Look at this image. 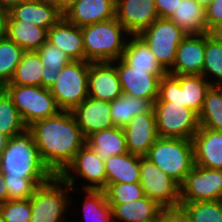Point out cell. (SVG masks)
I'll list each match as a JSON object with an SVG mask.
<instances>
[{
	"label": "cell",
	"instance_id": "1",
	"mask_svg": "<svg viewBox=\"0 0 222 222\" xmlns=\"http://www.w3.org/2000/svg\"><path fill=\"white\" fill-rule=\"evenodd\" d=\"M28 129L38 147L41 160L55 176H60L71 164L76 153L86 144L71 111L32 123Z\"/></svg>",
	"mask_w": 222,
	"mask_h": 222
},
{
	"label": "cell",
	"instance_id": "2",
	"mask_svg": "<svg viewBox=\"0 0 222 222\" xmlns=\"http://www.w3.org/2000/svg\"><path fill=\"white\" fill-rule=\"evenodd\" d=\"M0 169L4 174L23 178H52L54 175L45 166L39 155L32 132H23L9 138L0 154Z\"/></svg>",
	"mask_w": 222,
	"mask_h": 222
},
{
	"label": "cell",
	"instance_id": "3",
	"mask_svg": "<svg viewBox=\"0 0 222 222\" xmlns=\"http://www.w3.org/2000/svg\"><path fill=\"white\" fill-rule=\"evenodd\" d=\"M85 61L113 62L121 58L130 34L112 18L82 27Z\"/></svg>",
	"mask_w": 222,
	"mask_h": 222
},
{
	"label": "cell",
	"instance_id": "4",
	"mask_svg": "<svg viewBox=\"0 0 222 222\" xmlns=\"http://www.w3.org/2000/svg\"><path fill=\"white\" fill-rule=\"evenodd\" d=\"M74 191L79 193V190L72 188L60 176L55 175L39 185L31 197L30 222H67L70 218L67 213L73 214V211L68 209L74 206Z\"/></svg>",
	"mask_w": 222,
	"mask_h": 222
},
{
	"label": "cell",
	"instance_id": "5",
	"mask_svg": "<svg viewBox=\"0 0 222 222\" xmlns=\"http://www.w3.org/2000/svg\"><path fill=\"white\" fill-rule=\"evenodd\" d=\"M145 157L179 185L195 166L194 145L190 139L159 137Z\"/></svg>",
	"mask_w": 222,
	"mask_h": 222
},
{
	"label": "cell",
	"instance_id": "6",
	"mask_svg": "<svg viewBox=\"0 0 222 222\" xmlns=\"http://www.w3.org/2000/svg\"><path fill=\"white\" fill-rule=\"evenodd\" d=\"M209 81L200 74L173 75L166 73L160 79L159 94L155 102L184 104L198 114L202 109Z\"/></svg>",
	"mask_w": 222,
	"mask_h": 222
},
{
	"label": "cell",
	"instance_id": "7",
	"mask_svg": "<svg viewBox=\"0 0 222 222\" xmlns=\"http://www.w3.org/2000/svg\"><path fill=\"white\" fill-rule=\"evenodd\" d=\"M27 128L34 122L57 115L58 107L50 89L31 85H5Z\"/></svg>",
	"mask_w": 222,
	"mask_h": 222
},
{
	"label": "cell",
	"instance_id": "8",
	"mask_svg": "<svg viewBox=\"0 0 222 222\" xmlns=\"http://www.w3.org/2000/svg\"><path fill=\"white\" fill-rule=\"evenodd\" d=\"M90 62L71 61L58 74L57 81L49 88L62 111H72L88 97Z\"/></svg>",
	"mask_w": 222,
	"mask_h": 222
},
{
	"label": "cell",
	"instance_id": "9",
	"mask_svg": "<svg viewBox=\"0 0 222 222\" xmlns=\"http://www.w3.org/2000/svg\"><path fill=\"white\" fill-rule=\"evenodd\" d=\"M159 137L192 140L200 128L198 113L174 102H154Z\"/></svg>",
	"mask_w": 222,
	"mask_h": 222
},
{
	"label": "cell",
	"instance_id": "10",
	"mask_svg": "<svg viewBox=\"0 0 222 222\" xmlns=\"http://www.w3.org/2000/svg\"><path fill=\"white\" fill-rule=\"evenodd\" d=\"M186 35L168 18H157L139 34L167 73L172 69L178 46Z\"/></svg>",
	"mask_w": 222,
	"mask_h": 222
},
{
	"label": "cell",
	"instance_id": "11",
	"mask_svg": "<svg viewBox=\"0 0 222 222\" xmlns=\"http://www.w3.org/2000/svg\"><path fill=\"white\" fill-rule=\"evenodd\" d=\"M60 177L76 190H80L76 186L79 178L83 181L80 185L81 190H104L106 188L105 162L88 144H85Z\"/></svg>",
	"mask_w": 222,
	"mask_h": 222
},
{
	"label": "cell",
	"instance_id": "12",
	"mask_svg": "<svg viewBox=\"0 0 222 222\" xmlns=\"http://www.w3.org/2000/svg\"><path fill=\"white\" fill-rule=\"evenodd\" d=\"M144 195L162 208L179 209L180 185L145 156H140V181Z\"/></svg>",
	"mask_w": 222,
	"mask_h": 222
},
{
	"label": "cell",
	"instance_id": "13",
	"mask_svg": "<svg viewBox=\"0 0 222 222\" xmlns=\"http://www.w3.org/2000/svg\"><path fill=\"white\" fill-rule=\"evenodd\" d=\"M181 202L222 200V170L195 165L180 185Z\"/></svg>",
	"mask_w": 222,
	"mask_h": 222
},
{
	"label": "cell",
	"instance_id": "14",
	"mask_svg": "<svg viewBox=\"0 0 222 222\" xmlns=\"http://www.w3.org/2000/svg\"><path fill=\"white\" fill-rule=\"evenodd\" d=\"M113 63L116 66L123 93L155 102L159 94L160 79L163 76L149 74L148 70L135 69L121 58Z\"/></svg>",
	"mask_w": 222,
	"mask_h": 222
},
{
	"label": "cell",
	"instance_id": "15",
	"mask_svg": "<svg viewBox=\"0 0 222 222\" xmlns=\"http://www.w3.org/2000/svg\"><path fill=\"white\" fill-rule=\"evenodd\" d=\"M115 18L130 35H139L159 16L154 0H115Z\"/></svg>",
	"mask_w": 222,
	"mask_h": 222
},
{
	"label": "cell",
	"instance_id": "16",
	"mask_svg": "<svg viewBox=\"0 0 222 222\" xmlns=\"http://www.w3.org/2000/svg\"><path fill=\"white\" fill-rule=\"evenodd\" d=\"M128 152L146 156L154 142L159 138L154 109L133 117L123 128Z\"/></svg>",
	"mask_w": 222,
	"mask_h": 222
},
{
	"label": "cell",
	"instance_id": "17",
	"mask_svg": "<svg viewBox=\"0 0 222 222\" xmlns=\"http://www.w3.org/2000/svg\"><path fill=\"white\" fill-rule=\"evenodd\" d=\"M123 93L113 62L90 63L88 96L111 102Z\"/></svg>",
	"mask_w": 222,
	"mask_h": 222
},
{
	"label": "cell",
	"instance_id": "18",
	"mask_svg": "<svg viewBox=\"0 0 222 222\" xmlns=\"http://www.w3.org/2000/svg\"><path fill=\"white\" fill-rule=\"evenodd\" d=\"M110 110V102L88 96L71 112L84 137L87 138L96 131L114 127Z\"/></svg>",
	"mask_w": 222,
	"mask_h": 222
},
{
	"label": "cell",
	"instance_id": "19",
	"mask_svg": "<svg viewBox=\"0 0 222 222\" xmlns=\"http://www.w3.org/2000/svg\"><path fill=\"white\" fill-rule=\"evenodd\" d=\"M205 55V34H187L180 42L174 65L168 72L173 75H202Z\"/></svg>",
	"mask_w": 222,
	"mask_h": 222
},
{
	"label": "cell",
	"instance_id": "20",
	"mask_svg": "<svg viewBox=\"0 0 222 222\" xmlns=\"http://www.w3.org/2000/svg\"><path fill=\"white\" fill-rule=\"evenodd\" d=\"M62 17L63 14L52 2L23 0L8 11L7 21H23L48 31Z\"/></svg>",
	"mask_w": 222,
	"mask_h": 222
},
{
	"label": "cell",
	"instance_id": "21",
	"mask_svg": "<svg viewBox=\"0 0 222 222\" xmlns=\"http://www.w3.org/2000/svg\"><path fill=\"white\" fill-rule=\"evenodd\" d=\"M80 28L115 18V0H78L63 14Z\"/></svg>",
	"mask_w": 222,
	"mask_h": 222
},
{
	"label": "cell",
	"instance_id": "22",
	"mask_svg": "<svg viewBox=\"0 0 222 222\" xmlns=\"http://www.w3.org/2000/svg\"><path fill=\"white\" fill-rule=\"evenodd\" d=\"M192 141L195 165L222 170V131L200 127Z\"/></svg>",
	"mask_w": 222,
	"mask_h": 222
},
{
	"label": "cell",
	"instance_id": "23",
	"mask_svg": "<svg viewBox=\"0 0 222 222\" xmlns=\"http://www.w3.org/2000/svg\"><path fill=\"white\" fill-rule=\"evenodd\" d=\"M47 42L61 49L72 61L85 60L82 29L64 17L47 31Z\"/></svg>",
	"mask_w": 222,
	"mask_h": 222
},
{
	"label": "cell",
	"instance_id": "24",
	"mask_svg": "<svg viewBox=\"0 0 222 222\" xmlns=\"http://www.w3.org/2000/svg\"><path fill=\"white\" fill-rule=\"evenodd\" d=\"M121 59L135 69L148 70L149 74L155 76H164L167 73L139 35L128 37Z\"/></svg>",
	"mask_w": 222,
	"mask_h": 222
},
{
	"label": "cell",
	"instance_id": "25",
	"mask_svg": "<svg viewBox=\"0 0 222 222\" xmlns=\"http://www.w3.org/2000/svg\"><path fill=\"white\" fill-rule=\"evenodd\" d=\"M164 210L156 201L144 196L138 200L118 204L112 212L114 222H156Z\"/></svg>",
	"mask_w": 222,
	"mask_h": 222
},
{
	"label": "cell",
	"instance_id": "26",
	"mask_svg": "<svg viewBox=\"0 0 222 222\" xmlns=\"http://www.w3.org/2000/svg\"><path fill=\"white\" fill-rule=\"evenodd\" d=\"M106 187L116 183L140 181V156L129 152L110 156L105 161Z\"/></svg>",
	"mask_w": 222,
	"mask_h": 222
},
{
	"label": "cell",
	"instance_id": "27",
	"mask_svg": "<svg viewBox=\"0 0 222 222\" xmlns=\"http://www.w3.org/2000/svg\"><path fill=\"white\" fill-rule=\"evenodd\" d=\"M86 144H88L104 162L110 156L121 155L128 152L124 129L116 126L92 133L86 138Z\"/></svg>",
	"mask_w": 222,
	"mask_h": 222
},
{
	"label": "cell",
	"instance_id": "28",
	"mask_svg": "<svg viewBox=\"0 0 222 222\" xmlns=\"http://www.w3.org/2000/svg\"><path fill=\"white\" fill-rule=\"evenodd\" d=\"M168 19L186 34H205L208 31L205 8L196 0H180L177 9Z\"/></svg>",
	"mask_w": 222,
	"mask_h": 222
},
{
	"label": "cell",
	"instance_id": "29",
	"mask_svg": "<svg viewBox=\"0 0 222 222\" xmlns=\"http://www.w3.org/2000/svg\"><path fill=\"white\" fill-rule=\"evenodd\" d=\"M6 37L24 51H37L47 41V30L23 21H7Z\"/></svg>",
	"mask_w": 222,
	"mask_h": 222
},
{
	"label": "cell",
	"instance_id": "30",
	"mask_svg": "<svg viewBox=\"0 0 222 222\" xmlns=\"http://www.w3.org/2000/svg\"><path fill=\"white\" fill-rule=\"evenodd\" d=\"M110 113L114 126L124 128L136 115L150 112L153 103L149 99L135 98L122 93L110 102Z\"/></svg>",
	"mask_w": 222,
	"mask_h": 222
},
{
	"label": "cell",
	"instance_id": "31",
	"mask_svg": "<svg viewBox=\"0 0 222 222\" xmlns=\"http://www.w3.org/2000/svg\"><path fill=\"white\" fill-rule=\"evenodd\" d=\"M84 194L83 201L79 203V209L83 222H114L112 208L107 202L104 190H80ZM83 210V211H81ZM73 222H80L73 218Z\"/></svg>",
	"mask_w": 222,
	"mask_h": 222
},
{
	"label": "cell",
	"instance_id": "32",
	"mask_svg": "<svg viewBox=\"0 0 222 222\" xmlns=\"http://www.w3.org/2000/svg\"><path fill=\"white\" fill-rule=\"evenodd\" d=\"M42 61L37 51H25L11 81L6 85L42 86Z\"/></svg>",
	"mask_w": 222,
	"mask_h": 222
},
{
	"label": "cell",
	"instance_id": "33",
	"mask_svg": "<svg viewBox=\"0 0 222 222\" xmlns=\"http://www.w3.org/2000/svg\"><path fill=\"white\" fill-rule=\"evenodd\" d=\"M200 127L222 131V86L211 85L198 114Z\"/></svg>",
	"mask_w": 222,
	"mask_h": 222
},
{
	"label": "cell",
	"instance_id": "34",
	"mask_svg": "<svg viewBox=\"0 0 222 222\" xmlns=\"http://www.w3.org/2000/svg\"><path fill=\"white\" fill-rule=\"evenodd\" d=\"M179 210L187 222H222V200L181 202Z\"/></svg>",
	"mask_w": 222,
	"mask_h": 222
},
{
	"label": "cell",
	"instance_id": "35",
	"mask_svg": "<svg viewBox=\"0 0 222 222\" xmlns=\"http://www.w3.org/2000/svg\"><path fill=\"white\" fill-rule=\"evenodd\" d=\"M26 128L11 96L3 87L0 88V134L11 138Z\"/></svg>",
	"mask_w": 222,
	"mask_h": 222
},
{
	"label": "cell",
	"instance_id": "36",
	"mask_svg": "<svg viewBox=\"0 0 222 222\" xmlns=\"http://www.w3.org/2000/svg\"><path fill=\"white\" fill-rule=\"evenodd\" d=\"M202 75L211 85L222 86V43L205 33V55Z\"/></svg>",
	"mask_w": 222,
	"mask_h": 222
},
{
	"label": "cell",
	"instance_id": "37",
	"mask_svg": "<svg viewBox=\"0 0 222 222\" xmlns=\"http://www.w3.org/2000/svg\"><path fill=\"white\" fill-rule=\"evenodd\" d=\"M24 52L7 37L0 39V88L11 81Z\"/></svg>",
	"mask_w": 222,
	"mask_h": 222
},
{
	"label": "cell",
	"instance_id": "38",
	"mask_svg": "<svg viewBox=\"0 0 222 222\" xmlns=\"http://www.w3.org/2000/svg\"><path fill=\"white\" fill-rule=\"evenodd\" d=\"M49 179L50 178L13 177L10 174H4V180L8 191V200H23L31 198L36 188L47 182Z\"/></svg>",
	"mask_w": 222,
	"mask_h": 222
},
{
	"label": "cell",
	"instance_id": "39",
	"mask_svg": "<svg viewBox=\"0 0 222 222\" xmlns=\"http://www.w3.org/2000/svg\"><path fill=\"white\" fill-rule=\"evenodd\" d=\"M104 192L112 209L118 204L138 200L145 196L139 182L110 184Z\"/></svg>",
	"mask_w": 222,
	"mask_h": 222
},
{
	"label": "cell",
	"instance_id": "40",
	"mask_svg": "<svg viewBox=\"0 0 222 222\" xmlns=\"http://www.w3.org/2000/svg\"><path fill=\"white\" fill-rule=\"evenodd\" d=\"M0 213L6 222H30L31 198L8 200L0 204Z\"/></svg>",
	"mask_w": 222,
	"mask_h": 222
},
{
	"label": "cell",
	"instance_id": "41",
	"mask_svg": "<svg viewBox=\"0 0 222 222\" xmlns=\"http://www.w3.org/2000/svg\"><path fill=\"white\" fill-rule=\"evenodd\" d=\"M42 65L46 70L56 71L59 74L63 67L70 63L72 60L61 49L53 46L49 42H45L39 50H37Z\"/></svg>",
	"mask_w": 222,
	"mask_h": 222
},
{
	"label": "cell",
	"instance_id": "42",
	"mask_svg": "<svg viewBox=\"0 0 222 222\" xmlns=\"http://www.w3.org/2000/svg\"><path fill=\"white\" fill-rule=\"evenodd\" d=\"M205 19L208 29L219 22H222V0H213L205 8Z\"/></svg>",
	"mask_w": 222,
	"mask_h": 222
},
{
	"label": "cell",
	"instance_id": "43",
	"mask_svg": "<svg viewBox=\"0 0 222 222\" xmlns=\"http://www.w3.org/2000/svg\"><path fill=\"white\" fill-rule=\"evenodd\" d=\"M159 18H169L175 12L180 0H154Z\"/></svg>",
	"mask_w": 222,
	"mask_h": 222
},
{
	"label": "cell",
	"instance_id": "44",
	"mask_svg": "<svg viewBox=\"0 0 222 222\" xmlns=\"http://www.w3.org/2000/svg\"><path fill=\"white\" fill-rule=\"evenodd\" d=\"M156 222H187L179 209H166L158 217Z\"/></svg>",
	"mask_w": 222,
	"mask_h": 222
},
{
	"label": "cell",
	"instance_id": "45",
	"mask_svg": "<svg viewBox=\"0 0 222 222\" xmlns=\"http://www.w3.org/2000/svg\"><path fill=\"white\" fill-rule=\"evenodd\" d=\"M42 87L50 88L58 79V74L56 71L46 70L45 66L42 68Z\"/></svg>",
	"mask_w": 222,
	"mask_h": 222
},
{
	"label": "cell",
	"instance_id": "46",
	"mask_svg": "<svg viewBox=\"0 0 222 222\" xmlns=\"http://www.w3.org/2000/svg\"><path fill=\"white\" fill-rule=\"evenodd\" d=\"M206 33L214 41L222 43V22L212 25Z\"/></svg>",
	"mask_w": 222,
	"mask_h": 222
},
{
	"label": "cell",
	"instance_id": "47",
	"mask_svg": "<svg viewBox=\"0 0 222 222\" xmlns=\"http://www.w3.org/2000/svg\"><path fill=\"white\" fill-rule=\"evenodd\" d=\"M78 0H53V4L58 8V10L64 14L71 8Z\"/></svg>",
	"mask_w": 222,
	"mask_h": 222
},
{
	"label": "cell",
	"instance_id": "48",
	"mask_svg": "<svg viewBox=\"0 0 222 222\" xmlns=\"http://www.w3.org/2000/svg\"><path fill=\"white\" fill-rule=\"evenodd\" d=\"M8 10L0 8V39L6 37Z\"/></svg>",
	"mask_w": 222,
	"mask_h": 222
},
{
	"label": "cell",
	"instance_id": "49",
	"mask_svg": "<svg viewBox=\"0 0 222 222\" xmlns=\"http://www.w3.org/2000/svg\"><path fill=\"white\" fill-rule=\"evenodd\" d=\"M8 201V191L4 180V173L0 169V204Z\"/></svg>",
	"mask_w": 222,
	"mask_h": 222
},
{
	"label": "cell",
	"instance_id": "50",
	"mask_svg": "<svg viewBox=\"0 0 222 222\" xmlns=\"http://www.w3.org/2000/svg\"><path fill=\"white\" fill-rule=\"evenodd\" d=\"M23 0H0V8L10 10L12 7L18 5Z\"/></svg>",
	"mask_w": 222,
	"mask_h": 222
},
{
	"label": "cell",
	"instance_id": "51",
	"mask_svg": "<svg viewBox=\"0 0 222 222\" xmlns=\"http://www.w3.org/2000/svg\"><path fill=\"white\" fill-rule=\"evenodd\" d=\"M8 140H9V137H7L3 134H0V154L4 150V148L6 147Z\"/></svg>",
	"mask_w": 222,
	"mask_h": 222
},
{
	"label": "cell",
	"instance_id": "52",
	"mask_svg": "<svg viewBox=\"0 0 222 222\" xmlns=\"http://www.w3.org/2000/svg\"><path fill=\"white\" fill-rule=\"evenodd\" d=\"M198 4L206 8L213 0H196Z\"/></svg>",
	"mask_w": 222,
	"mask_h": 222
},
{
	"label": "cell",
	"instance_id": "53",
	"mask_svg": "<svg viewBox=\"0 0 222 222\" xmlns=\"http://www.w3.org/2000/svg\"><path fill=\"white\" fill-rule=\"evenodd\" d=\"M32 1L53 2V0H32Z\"/></svg>",
	"mask_w": 222,
	"mask_h": 222
},
{
	"label": "cell",
	"instance_id": "54",
	"mask_svg": "<svg viewBox=\"0 0 222 222\" xmlns=\"http://www.w3.org/2000/svg\"><path fill=\"white\" fill-rule=\"evenodd\" d=\"M0 222H6V221L3 219L1 213H0Z\"/></svg>",
	"mask_w": 222,
	"mask_h": 222
}]
</instances>
